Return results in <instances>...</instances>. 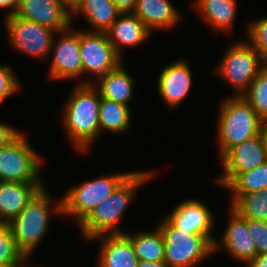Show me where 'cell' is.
<instances>
[{
  "label": "cell",
  "mask_w": 267,
  "mask_h": 267,
  "mask_svg": "<svg viewBox=\"0 0 267 267\" xmlns=\"http://www.w3.org/2000/svg\"><path fill=\"white\" fill-rule=\"evenodd\" d=\"M71 93L61 111L63 127L73 148L86 153L100 135L98 112L101 97L89 79L77 83Z\"/></svg>",
  "instance_id": "1"
},
{
  "label": "cell",
  "mask_w": 267,
  "mask_h": 267,
  "mask_svg": "<svg viewBox=\"0 0 267 267\" xmlns=\"http://www.w3.org/2000/svg\"><path fill=\"white\" fill-rule=\"evenodd\" d=\"M153 171H133L103 202L79 224L84 238H93L105 234H123L119 227L122 215L136 196L138 188L154 178Z\"/></svg>",
  "instance_id": "2"
},
{
  "label": "cell",
  "mask_w": 267,
  "mask_h": 267,
  "mask_svg": "<svg viewBox=\"0 0 267 267\" xmlns=\"http://www.w3.org/2000/svg\"><path fill=\"white\" fill-rule=\"evenodd\" d=\"M52 199L47 187H43L33 196L26 207L7 223L17 247L27 259L47 235L52 214H62V198L57 202Z\"/></svg>",
  "instance_id": "3"
},
{
  "label": "cell",
  "mask_w": 267,
  "mask_h": 267,
  "mask_svg": "<svg viewBox=\"0 0 267 267\" xmlns=\"http://www.w3.org/2000/svg\"><path fill=\"white\" fill-rule=\"evenodd\" d=\"M220 106L217 122L219 160L235 145L259 135L264 122L242 96H228Z\"/></svg>",
  "instance_id": "4"
},
{
  "label": "cell",
  "mask_w": 267,
  "mask_h": 267,
  "mask_svg": "<svg viewBox=\"0 0 267 267\" xmlns=\"http://www.w3.org/2000/svg\"><path fill=\"white\" fill-rule=\"evenodd\" d=\"M157 227L165 242L164 262L167 267H196L214 253L216 238L180 230L166 217Z\"/></svg>",
  "instance_id": "5"
},
{
  "label": "cell",
  "mask_w": 267,
  "mask_h": 267,
  "mask_svg": "<svg viewBox=\"0 0 267 267\" xmlns=\"http://www.w3.org/2000/svg\"><path fill=\"white\" fill-rule=\"evenodd\" d=\"M223 55L214 72L232 86L233 96H243L267 63L247 40L231 43Z\"/></svg>",
  "instance_id": "6"
},
{
  "label": "cell",
  "mask_w": 267,
  "mask_h": 267,
  "mask_svg": "<svg viewBox=\"0 0 267 267\" xmlns=\"http://www.w3.org/2000/svg\"><path fill=\"white\" fill-rule=\"evenodd\" d=\"M41 159L20 131L11 141L0 146V181L44 183L40 176Z\"/></svg>",
  "instance_id": "7"
},
{
  "label": "cell",
  "mask_w": 267,
  "mask_h": 267,
  "mask_svg": "<svg viewBox=\"0 0 267 267\" xmlns=\"http://www.w3.org/2000/svg\"><path fill=\"white\" fill-rule=\"evenodd\" d=\"M132 172L101 176L71 187L62 197V214L75 217L79 225Z\"/></svg>",
  "instance_id": "8"
},
{
  "label": "cell",
  "mask_w": 267,
  "mask_h": 267,
  "mask_svg": "<svg viewBox=\"0 0 267 267\" xmlns=\"http://www.w3.org/2000/svg\"><path fill=\"white\" fill-rule=\"evenodd\" d=\"M5 24L7 39L13 49L42 60L50 57L52 43L54 37L58 35L57 32L16 14L5 17Z\"/></svg>",
  "instance_id": "9"
},
{
  "label": "cell",
  "mask_w": 267,
  "mask_h": 267,
  "mask_svg": "<svg viewBox=\"0 0 267 267\" xmlns=\"http://www.w3.org/2000/svg\"><path fill=\"white\" fill-rule=\"evenodd\" d=\"M80 58L82 76L92 72L97 78L116 69L122 57L109 42L106 33L80 30Z\"/></svg>",
  "instance_id": "10"
},
{
  "label": "cell",
  "mask_w": 267,
  "mask_h": 267,
  "mask_svg": "<svg viewBox=\"0 0 267 267\" xmlns=\"http://www.w3.org/2000/svg\"><path fill=\"white\" fill-rule=\"evenodd\" d=\"M59 39L54 37L50 54V79H75L82 76V60L80 58V30L69 28L59 32Z\"/></svg>",
  "instance_id": "11"
},
{
  "label": "cell",
  "mask_w": 267,
  "mask_h": 267,
  "mask_svg": "<svg viewBox=\"0 0 267 267\" xmlns=\"http://www.w3.org/2000/svg\"><path fill=\"white\" fill-rule=\"evenodd\" d=\"M267 161L259 135L231 148L221 159L224 173L215 178L217 185L226 188L239 174L251 171Z\"/></svg>",
  "instance_id": "12"
},
{
  "label": "cell",
  "mask_w": 267,
  "mask_h": 267,
  "mask_svg": "<svg viewBox=\"0 0 267 267\" xmlns=\"http://www.w3.org/2000/svg\"><path fill=\"white\" fill-rule=\"evenodd\" d=\"M228 224L221 238L215 239L214 254L219 250L229 252L235 260L247 264L258 254L255 242L248 230V219L243 217L231 205L229 206ZM221 239V240H220Z\"/></svg>",
  "instance_id": "13"
},
{
  "label": "cell",
  "mask_w": 267,
  "mask_h": 267,
  "mask_svg": "<svg viewBox=\"0 0 267 267\" xmlns=\"http://www.w3.org/2000/svg\"><path fill=\"white\" fill-rule=\"evenodd\" d=\"M16 15L57 33L72 24V9L64 0H20Z\"/></svg>",
  "instance_id": "14"
},
{
  "label": "cell",
  "mask_w": 267,
  "mask_h": 267,
  "mask_svg": "<svg viewBox=\"0 0 267 267\" xmlns=\"http://www.w3.org/2000/svg\"><path fill=\"white\" fill-rule=\"evenodd\" d=\"M209 207L200 200L186 199L173 208L165 217L177 228L193 234H211L214 227V217Z\"/></svg>",
  "instance_id": "15"
},
{
  "label": "cell",
  "mask_w": 267,
  "mask_h": 267,
  "mask_svg": "<svg viewBox=\"0 0 267 267\" xmlns=\"http://www.w3.org/2000/svg\"><path fill=\"white\" fill-rule=\"evenodd\" d=\"M157 79L158 92L169 109L178 107L192 86V73L185 59L166 65Z\"/></svg>",
  "instance_id": "16"
},
{
  "label": "cell",
  "mask_w": 267,
  "mask_h": 267,
  "mask_svg": "<svg viewBox=\"0 0 267 267\" xmlns=\"http://www.w3.org/2000/svg\"><path fill=\"white\" fill-rule=\"evenodd\" d=\"M93 239H101L98 262L95 267H137L131 240L123 234H105Z\"/></svg>",
  "instance_id": "17"
},
{
  "label": "cell",
  "mask_w": 267,
  "mask_h": 267,
  "mask_svg": "<svg viewBox=\"0 0 267 267\" xmlns=\"http://www.w3.org/2000/svg\"><path fill=\"white\" fill-rule=\"evenodd\" d=\"M43 187L44 183L0 181V223H9Z\"/></svg>",
  "instance_id": "18"
},
{
  "label": "cell",
  "mask_w": 267,
  "mask_h": 267,
  "mask_svg": "<svg viewBox=\"0 0 267 267\" xmlns=\"http://www.w3.org/2000/svg\"><path fill=\"white\" fill-rule=\"evenodd\" d=\"M115 51L122 57L121 47H137L147 40L152 32L133 13H121L105 32Z\"/></svg>",
  "instance_id": "19"
},
{
  "label": "cell",
  "mask_w": 267,
  "mask_h": 267,
  "mask_svg": "<svg viewBox=\"0 0 267 267\" xmlns=\"http://www.w3.org/2000/svg\"><path fill=\"white\" fill-rule=\"evenodd\" d=\"M145 26L154 30H170L183 19L169 0H137L132 12Z\"/></svg>",
  "instance_id": "20"
},
{
  "label": "cell",
  "mask_w": 267,
  "mask_h": 267,
  "mask_svg": "<svg viewBox=\"0 0 267 267\" xmlns=\"http://www.w3.org/2000/svg\"><path fill=\"white\" fill-rule=\"evenodd\" d=\"M192 4L213 31L228 33L232 29L237 16L236 0H194Z\"/></svg>",
  "instance_id": "21"
},
{
  "label": "cell",
  "mask_w": 267,
  "mask_h": 267,
  "mask_svg": "<svg viewBox=\"0 0 267 267\" xmlns=\"http://www.w3.org/2000/svg\"><path fill=\"white\" fill-rule=\"evenodd\" d=\"M99 83L93 81L100 97L125 105L134 97V79L130 76L123 62L114 70L98 78Z\"/></svg>",
  "instance_id": "22"
},
{
  "label": "cell",
  "mask_w": 267,
  "mask_h": 267,
  "mask_svg": "<svg viewBox=\"0 0 267 267\" xmlns=\"http://www.w3.org/2000/svg\"><path fill=\"white\" fill-rule=\"evenodd\" d=\"M81 14L88 24L94 27L93 32L105 33L116 21L121 12L116 8L112 0H80L72 8L73 15Z\"/></svg>",
  "instance_id": "23"
},
{
  "label": "cell",
  "mask_w": 267,
  "mask_h": 267,
  "mask_svg": "<svg viewBox=\"0 0 267 267\" xmlns=\"http://www.w3.org/2000/svg\"><path fill=\"white\" fill-rule=\"evenodd\" d=\"M99 129L100 134L104 130L125 134L131 127V110L129 105L101 98L99 105Z\"/></svg>",
  "instance_id": "24"
},
{
  "label": "cell",
  "mask_w": 267,
  "mask_h": 267,
  "mask_svg": "<svg viewBox=\"0 0 267 267\" xmlns=\"http://www.w3.org/2000/svg\"><path fill=\"white\" fill-rule=\"evenodd\" d=\"M131 240L136 257L139 261L164 262L165 242L160 229L138 231L133 235L124 232Z\"/></svg>",
  "instance_id": "25"
},
{
  "label": "cell",
  "mask_w": 267,
  "mask_h": 267,
  "mask_svg": "<svg viewBox=\"0 0 267 267\" xmlns=\"http://www.w3.org/2000/svg\"><path fill=\"white\" fill-rule=\"evenodd\" d=\"M231 197L229 204L243 217L267 222V189Z\"/></svg>",
  "instance_id": "26"
},
{
  "label": "cell",
  "mask_w": 267,
  "mask_h": 267,
  "mask_svg": "<svg viewBox=\"0 0 267 267\" xmlns=\"http://www.w3.org/2000/svg\"><path fill=\"white\" fill-rule=\"evenodd\" d=\"M231 194H246L267 189V161L239 174L227 187Z\"/></svg>",
  "instance_id": "27"
},
{
  "label": "cell",
  "mask_w": 267,
  "mask_h": 267,
  "mask_svg": "<svg viewBox=\"0 0 267 267\" xmlns=\"http://www.w3.org/2000/svg\"><path fill=\"white\" fill-rule=\"evenodd\" d=\"M242 97L263 121H267V65L252 81Z\"/></svg>",
  "instance_id": "28"
},
{
  "label": "cell",
  "mask_w": 267,
  "mask_h": 267,
  "mask_svg": "<svg viewBox=\"0 0 267 267\" xmlns=\"http://www.w3.org/2000/svg\"><path fill=\"white\" fill-rule=\"evenodd\" d=\"M27 258L16 245L8 224H0V266L17 267Z\"/></svg>",
  "instance_id": "29"
},
{
  "label": "cell",
  "mask_w": 267,
  "mask_h": 267,
  "mask_svg": "<svg viewBox=\"0 0 267 267\" xmlns=\"http://www.w3.org/2000/svg\"><path fill=\"white\" fill-rule=\"evenodd\" d=\"M247 40L261 54L267 63V17L248 22Z\"/></svg>",
  "instance_id": "30"
},
{
  "label": "cell",
  "mask_w": 267,
  "mask_h": 267,
  "mask_svg": "<svg viewBox=\"0 0 267 267\" xmlns=\"http://www.w3.org/2000/svg\"><path fill=\"white\" fill-rule=\"evenodd\" d=\"M11 67L0 63V102L19 92L20 84Z\"/></svg>",
  "instance_id": "31"
},
{
  "label": "cell",
  "mask_w": 267,
  "mask_h": 267,
  "mask_svg": "<svg viewBox=\"0 0 267 267\" xmlns=\"http://www.w3.org/2000/svg\"><path fill=\"white\" fill-rule=\"evenodd\" d=\"M248 230L255 242L257 254L267 253V222L248 219Z\"/></svg>",
  "instance_id": "32"
},
{
  "label": "cell",
  "mask_w": 267,
  "mask_h": 267,
  "mask_svg": "<svg viewBox=\"0 0 267 267\" xmlns=\"http://www.w3.org/2000/svg\"><path fill=\"white\" fill-rule=\"evenodd\" d=\"M19 132L20 130L15 129V127L0 122V146L7 144Z\"/></svg>",
  "instance_id": "33"
},
{
  "label": "cell",
  "mask_w": 267,
  "mask_h": 267,
  "mask_svg": "<svg viewBox=\"0 0 267 267\" xmlns=\"http://www.w3.org/2000/svg\"><path fill=\"white\" fill-rule=\"evenodd\" d=\"M121 13H132L137 0H112Z\"/></svg>",
  "instance_id": "34"
},
{
  "label": "cell",
  "mask_w": 267,
  "mask_h": 267,
  "mask_svg": "<svg viewBox=\"0 0 267 267\" xmlns=\"http://www.w3.org/2000/svg\"><path fill=\"white\" fill-rule=\"evenodd\" d=\"M19 3L20 0H0V8L9 10L6 17L13 16L17 13Z\"/></svg>",
  "instance_id": "35"
},
{
  "label": "cell",
  "mask_w": 267,
  "mask_h": 267,
  "mask_svg": "<svg viewBox=\"0 0 267 267\" xmlns=\"http://www.w3.org/2000/svg\"><path fill=\"white\" fill-rule=\"evenodd\" d=\"M245 267H267V253L258 254L252 261H249Z\"/></svg>",
  "instance_id": "36"
},
{
  "label": "cell",
  "mask_w": 267,
  "mask_h": 267,
  "mask_svg": "<svg viewBox=\"0 0 267 267\" xmlns=\"http://www.w3.org/2000/svg\"><path fill=\"white\" fill-rule=\"evenodd\" d=\"M259 136L261 138L264 150H265V154H266V159H267V121H264L262 126H261V130L259 132Z\"/></svg>",
  "instance_id": "37"
},
{
  "label": "cell",
  "mask_w": 267,
  "mask_h": 267,
  "mask_svg": "<svg viewBox=\"0 0 267 267\" xmlns=\"http://www.w3.org/2000/svg\"><path fill=\"white\" fill-rule=\"evenodd\" d=\"M137 267H167L165 262L138 261Z\"/></svg>",
  "instance_id": "38"
},
{
  "label": "cell",
  "mask_w": 267,
  "mask_h": 267,
  "mask_svg": "<svg viewBox=\"0 0 267 267\" xmlns=\"http://www.w3.org/2000/svg\"><path fill=\"white\" fill-rule=\"evenodd\" d=\"M80 0H64V2L72 9Z\"/></svg>",
  "instance_id": "39"
},
{
  "label": "cell",
  "mask_w": 267,
  "mask_h": 267,
  "mask_svg": "<svg viewBox=\"0 0 267 267\" xmlns=\"http://www.w3.org/2000/svg\"><path fill=\"white\" fill-rule=\"evenodd\" d=\"M28 259H26L21 265L17 266V267H27V261Z\"/></svg>",
  "instance_id": "40"
}]
</instances>
